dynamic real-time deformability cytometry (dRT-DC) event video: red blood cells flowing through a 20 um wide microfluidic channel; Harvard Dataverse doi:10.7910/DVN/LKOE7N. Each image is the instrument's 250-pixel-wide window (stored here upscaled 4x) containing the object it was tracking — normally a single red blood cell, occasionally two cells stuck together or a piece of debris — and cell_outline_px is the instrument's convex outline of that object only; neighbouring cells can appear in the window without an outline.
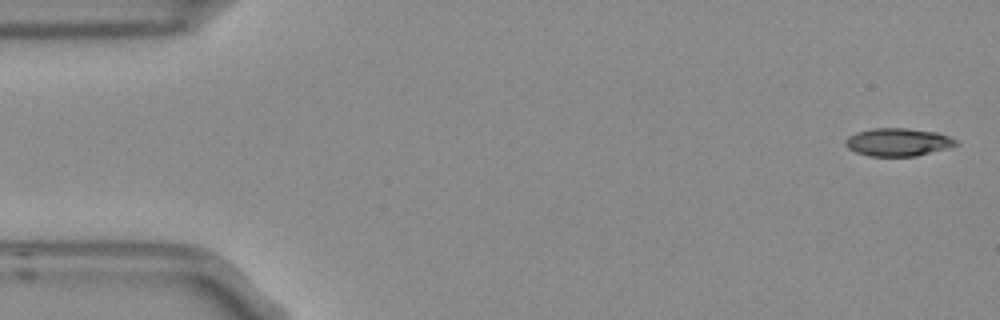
{"species": "Egyptian fruit bat (a non-hibernating species)", "species_latin": "Rousettus aegyptiacus", "temperature_condition": "room temperature", "stored_images_in_passage": 7, "camera_frame_rate_fps": 3000, "um_per_image_px": 0.085, "frame": {"image": 1, "passage_image": 1, "time_ms": 0.0, "image_size_px": [1000, 320], "cell_outline_px": [[960, 144], [948, 148], [916, 156], [868, 156], [856, 152], [848, 148], [844, 144], [844, 140], [848, 136], [856, 132], [872, 128], [908, 128], [936, 132], [948, 136], [956, 140]], "centroid_in_image_um": [76.31, 12.08], "position_along_channel_um": 8.7, "area_um2": 18.09}}
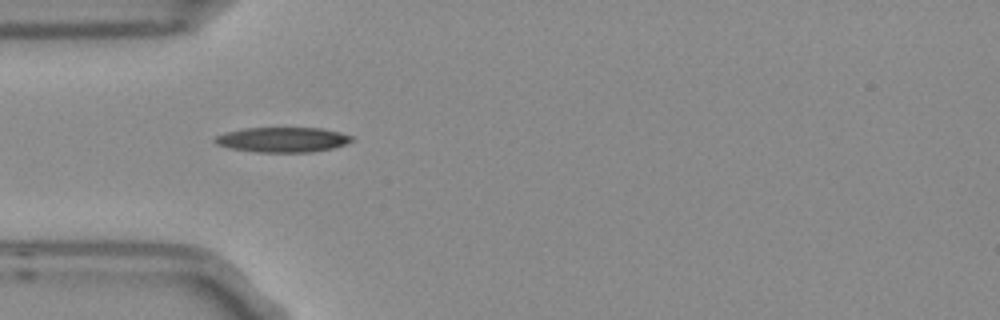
{"frame": {"image": 2, "passage_image": 5, "time_ms": 1.333, "image_size_px": [1000, 320], "cell_outline_px": [[352, 140], [344, 144], [332, 148], [312, 152], [256, 152], [232, 148], [216, 144], [212, 140], [216, 136], [228, 132], [244, 128], [320, 128], [340, 132], [352, 136]], "centroid_in_image_um": [24.01, 11.87], "position_along_channel_um": 61.0, "area_um2": 19.71}}
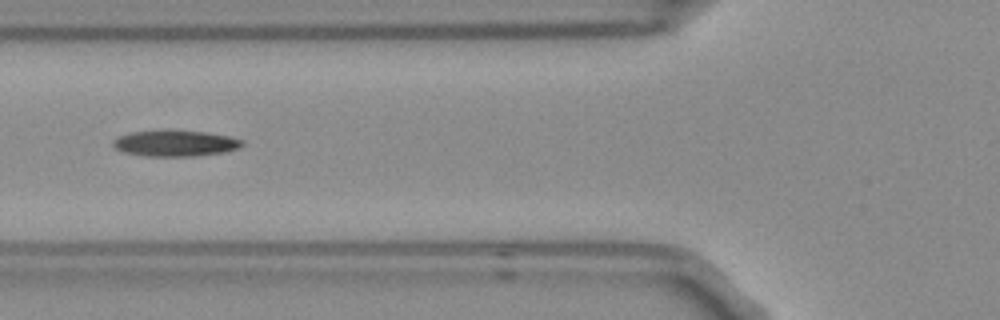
{"frame": {"image": 3, "passage_image": 6, "time_ms": 1.667, "image_size_px": [1000, 320], "cell_outline_px": [[244, 144], [240, 148], [224, 152], [192, 156], [148, 156], [124, 152], [116, 148], [112, 144], [112, 140], [120, 136], [132, 132], [204, 132], [228, 136], [244, 140]], "centroid_in_image_um": [14.94, 12.21], "position_along_channel_um": 110.9, "area_um2": 18.9}}